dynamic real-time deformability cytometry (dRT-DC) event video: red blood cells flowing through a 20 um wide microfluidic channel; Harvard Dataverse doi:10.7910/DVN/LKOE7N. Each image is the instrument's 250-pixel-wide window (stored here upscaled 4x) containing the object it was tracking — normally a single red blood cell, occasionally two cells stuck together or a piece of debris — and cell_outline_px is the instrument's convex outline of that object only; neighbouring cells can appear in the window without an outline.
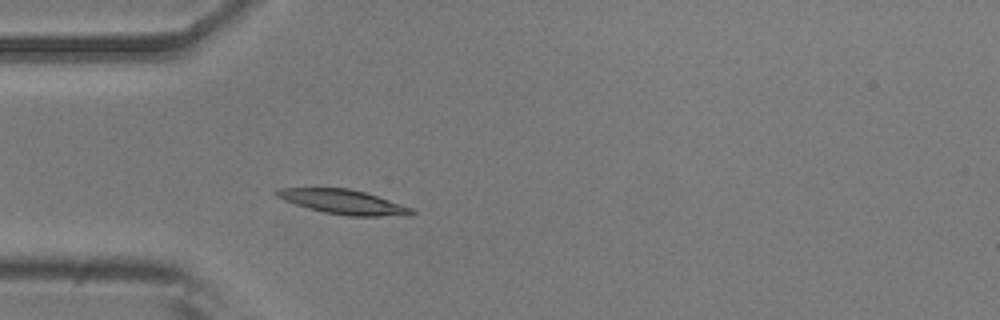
{"species": "common noctule bat (a hibernating species)", "species_latin": "Nyctalus noctula", "temperature_condition": "room temperature", "stored_images_in_passage": 3, "camera_frame_rate_fps": 3000, "um_per_image_px": 0.085, "animal": {"sex": "male", "body_mass_g": 20.5, "forearm_length_mm": 52.5}, "frame": {"image": 1, "passage_image": 3, "time_ms": 0.667, "image_size_px": [1000, 320], "cell_outline_px": [[416, 212], [412, 216], [348, 216], [324, 212], [308, 208], [284, 200], [276, 196], [272, 192], [280, 188], [348, 188], [364, 192], [412, 208]], "centroid_in_image_um": [29.19, 17.17], "position_along_channel_um": 55.8, "area_um2": 19.13}}